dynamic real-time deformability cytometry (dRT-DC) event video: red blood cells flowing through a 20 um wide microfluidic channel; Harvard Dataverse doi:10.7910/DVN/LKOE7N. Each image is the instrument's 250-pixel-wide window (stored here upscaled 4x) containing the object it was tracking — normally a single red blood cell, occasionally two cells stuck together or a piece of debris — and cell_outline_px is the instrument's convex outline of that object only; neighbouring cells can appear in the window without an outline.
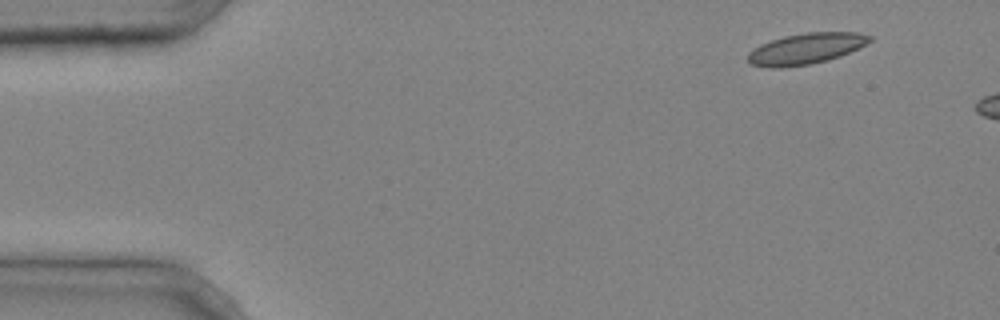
{"species": "common noctule bat (a hibernating species)", "species_latin": "Nyctalus noctula", "temperature_condition": "cold", "stored_images_in_passage": 3, "camera_frame_rate_fps": 3000, "um_per_image_px": 0.085, "animal": {"sex": "male", "body_mass_g": 20.4}, "frame": {"image": 1, "passage_image": 1, "time_ms": 0.0, "image_size_px": [1000, 320], "cell_outline_px": [[872, 40], [840, 56], [828, 60], [812, 64], [780, 68], [768, 68], [752, 64], [748, 60], [748, 52], [760, 44], [784, 36], [804, 32], [860, 32], [872, 36]], "centroid_in_image_um": [68.48, 4.13], "position_along_channel_um": 16.5, "area_um2": 21.96}}